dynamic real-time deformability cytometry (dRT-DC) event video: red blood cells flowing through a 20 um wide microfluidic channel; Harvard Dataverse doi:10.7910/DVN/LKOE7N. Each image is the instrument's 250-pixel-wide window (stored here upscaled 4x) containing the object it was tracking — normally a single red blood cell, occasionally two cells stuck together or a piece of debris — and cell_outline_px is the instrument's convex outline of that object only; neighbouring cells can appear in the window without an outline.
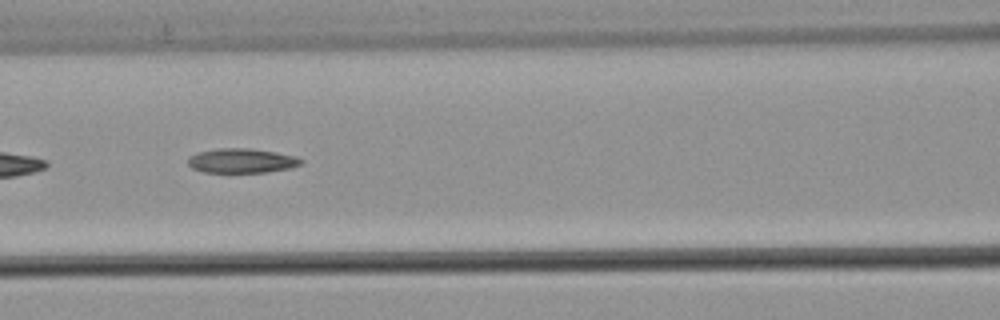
{"species": "common noctule bat (a hibernating species)", "species_latin": "Nyctalus noctula", "temperature_condition": "warm", "stored_images_in_passage": 5, "camera_frame_rate_fps": 3000, "um_per_image_px": 0.085, "animal": {"sex": "male", "body_mass_g": 21.5, "forearm_length_mm": 52.0}, "frame": {"image": 1, "passage_image": 4, "time_ms": 1.0, "image_size_px": [1000, 320], "cell_outline_px": [[304, 160], [300, 164], [292, 168], [264, 172], [204, 172], [192, 168], [188, 164], [188, 156], [200, 152], [216, 148], [252, 148], [276, 152], [296, 156]], "centroid_in_image_um": [20.55, 13.65], "position_along_channel_um": 146.0, "area_um2": 16.18}}